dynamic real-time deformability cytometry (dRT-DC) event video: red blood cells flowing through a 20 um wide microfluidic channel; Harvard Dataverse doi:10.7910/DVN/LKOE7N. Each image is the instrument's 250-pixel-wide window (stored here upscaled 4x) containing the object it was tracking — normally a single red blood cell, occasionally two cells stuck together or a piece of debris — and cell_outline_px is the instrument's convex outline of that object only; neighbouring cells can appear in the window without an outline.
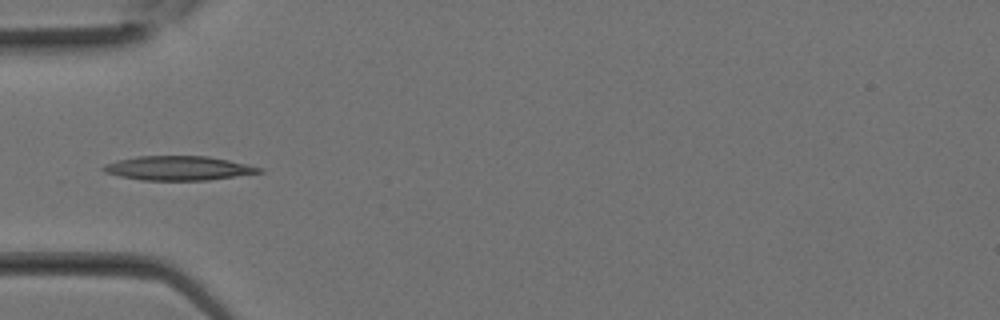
{"species": "Egyptian fruit bat (a non-hibernating species)", "species_latin": "Rousettus aegyptiacus", "temperature_condition": "room temperature", "stored_images_in_passage": 16, "camera_frame_rate_fps": 3000, "um_per_image_px": 0.085, "animal": {"sex": "female"}, "frame": {"image": 1, "passage_image": 8, "time_ms": 2.333, "image_size_px": [1000, 320], "cell_outline_px": [[264, 172], [208, 180], [140, 180], [120, 176], [104, 172], [100, 168], [104, 164], [116, 160], [136, 156], [208, 156], [228, 160], [264, 168]], "centroid_in_image_um": [15.14, 14.29], "position_along_channel_um": 69.9, "area_um2": 22.08}}
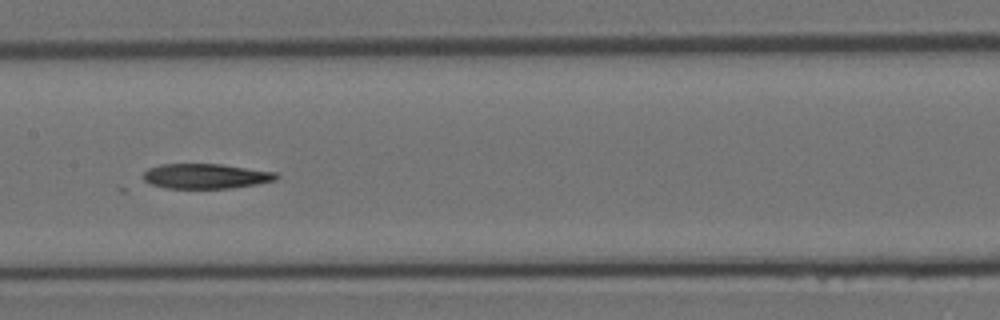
{"frame": {"image": 2, "passage_image": 13, "time_ms": 4.0, "image_size_px": [1000, 320], "cell_outline_px": [[280, 176], [276, 180], [256, 184], [232, 188], [164, 188], [152, 184], [144, 180], [144, 172], [148, 168], [160, 164], [220, 164], [276, 172]], "centroid_in_image_um": [17.5, 14.97], "position_along_channel_um": 189.9, "area_um2": 19.31}}
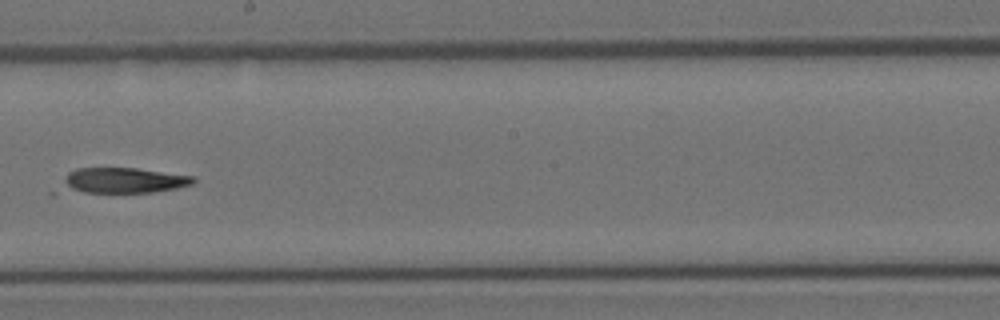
{"frame": {"image": 3, "passage_image": 15, "time_ms": 4.667, "image_size_px": [1000, 320], "cell_outline_px": [[196, 180], [192, 184], [176, 188], [152, 192], [52, 196], [48, 192], [68, 172], [76, 168], [136, 168], [196, 176]], "centroid_in_image_um": [10.02, 15.43], "position_along_channel_um": 238.2, "area_um2": 21.96}}